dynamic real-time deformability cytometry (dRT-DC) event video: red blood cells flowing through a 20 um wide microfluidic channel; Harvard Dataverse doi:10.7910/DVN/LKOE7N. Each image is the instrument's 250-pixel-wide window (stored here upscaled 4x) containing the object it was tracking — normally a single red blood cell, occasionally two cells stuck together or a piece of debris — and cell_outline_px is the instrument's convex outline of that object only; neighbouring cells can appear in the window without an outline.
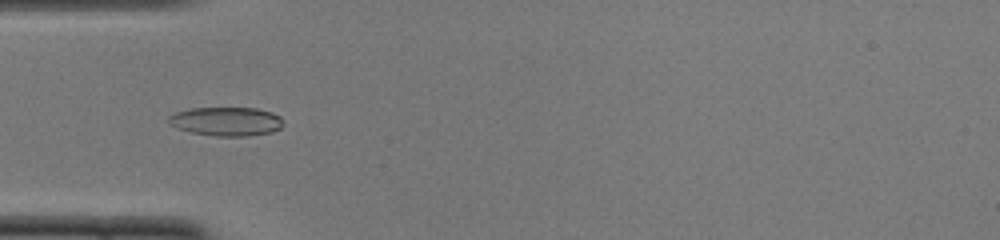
{"species": "common noctule bat (a hibernating species)", "species_latin": "Nyctalus noctula", "temperature_condition": "cold", "stored_images_in_passage": 47, "camera_frame_rate_fps": 3000, "um_per_image_px": 0.085, "animal": {"sex": "female", "body_mass_g": 22.0, "forearm_length_mm": 56.7}, "frame": {"image": 1, "passage_image": 13, "time_ms": 4.0, "image_size_px": [1000, 240], "cell_outline_px": [[284, 124], [280, 128], [272, 132], [248, 136], [216, 136], [192, 132], [176, 128], [168, 124], [168, 116], [176, 112], [192, 108], [256, 108], [272, 112], [280, 116], [284, 120]], "centroid_in_image_um": [19.25, 10.32], "position_along_channel_um": 65.7, "area_um2": 19.42}}
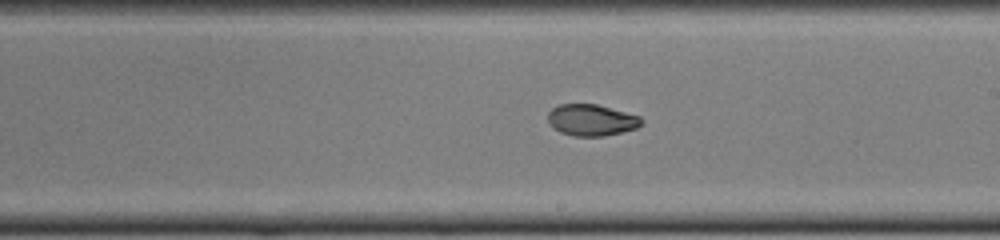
{"frame": {"image": 2, "passage_image": 26, "time_ms": 8.333, "image_size_px": [1000, 240], "cell_outline_px": [[644, 120], [636, 128], [604, 136], [572, 136], [560, 132], [552, 128], [548, 120], [548, 112], [552, 108], [560, 104], [596, 104], [640, 116]], "centroid_in_image_um": [50.24, 10.2], "position_along_channel_um": 238.8, "area_um2": 17.11}}
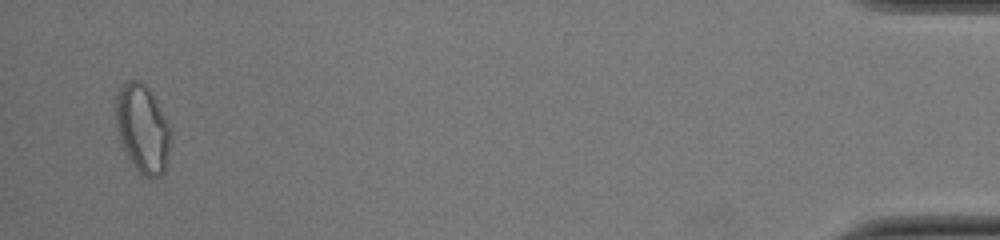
{"frame": {"image": 3, "passage_image": 46, "time_ms": 15.0, "image_size_px": [1000, 240], "cell_outline_px": [[172, 132], [168, 156], [164, 172], [160, 176], [148, 180], [136, 168], [128, 156], [120, 140], [116, 124], [116, 96], [120, 88], [128, 80], [140, 80], [152, 92]], "centroid_in_image_um": [12.13, 10.94], "position_along_channel_um": 423.1, "area_um2": 28.09}, "authors_computed_cell_mechanics": {"area_um2": 18.0336, "velocity_mm_per_s": 3.9919, "shape_relaxation_time_tau1_ms": 4.7963, "shape_relaxation_time_tau2_ms": 2.5747, "deformation_change_tau1": 0.1565, "deformation_change_tau2": 0.0526}}